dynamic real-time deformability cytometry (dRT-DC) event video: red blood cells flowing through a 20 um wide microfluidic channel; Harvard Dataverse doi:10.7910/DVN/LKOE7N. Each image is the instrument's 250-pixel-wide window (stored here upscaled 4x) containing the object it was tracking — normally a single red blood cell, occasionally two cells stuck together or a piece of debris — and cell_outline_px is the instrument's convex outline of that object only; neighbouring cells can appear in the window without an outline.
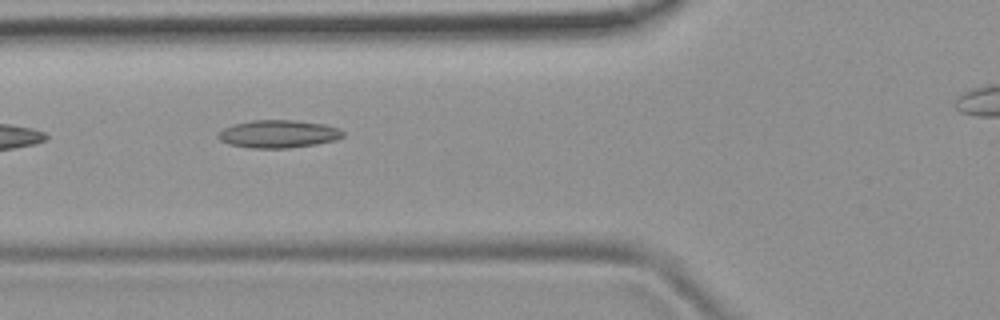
{"species": "common noctule bat (a hibernating species)", "species_latin": "Nyctalus noctula", "temperature_condition": "room temperature", "stored_images_in_passage": 10, "camera_frame_rate_fps": 3000, "um_per_image_px": 0.085, "animal": {"sex": "female", "body_mass_g": 19.9}, "frame": {"image": 1, "passage_image": 6, "time_ms": 5.667, "image_size_px": [1000, 320], "cell_outline_px": [[344, 136], [336, 140], [316, 144], [288, 148], [252, 148], [228, 144], [220, 140], [216, 136], [224, 128], [232, 124], [252, 120], [292, 120], [324, 124], [340, 128], [344, 132]], "centroid_in_image_um": [23.67, 11.38], "position_along_channel_um": 102.1, "area_um2": 20.29}}
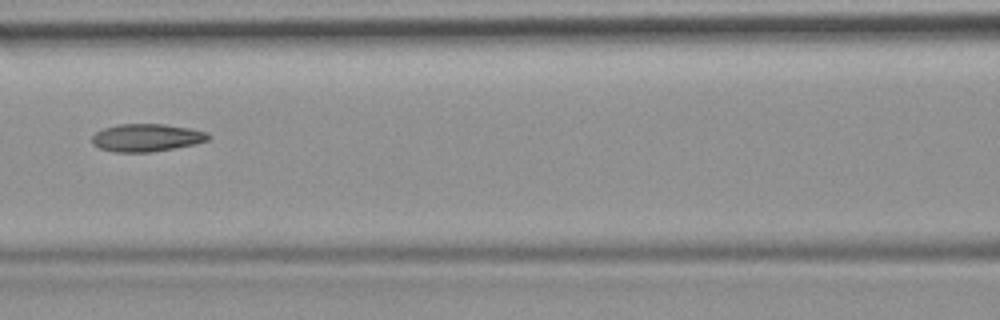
{"frame": {"image": 2, "passage_image": 7, "time_ms": 7.0, "image_size_px": [1000, 320], "cell_outline_px": [[212, 136], [208, 140], [196, 144], [152, 152], [116, 152], [100, 148], [92, 144], [92, 136], [96, 132], [104, 128], [120, 124], [164, 124], [192, 128], [208, 132]], "centroid_in_image_um": [12.5, 11.7], "position_along_channel_um": 154.1, "area_um2": 18.9}}